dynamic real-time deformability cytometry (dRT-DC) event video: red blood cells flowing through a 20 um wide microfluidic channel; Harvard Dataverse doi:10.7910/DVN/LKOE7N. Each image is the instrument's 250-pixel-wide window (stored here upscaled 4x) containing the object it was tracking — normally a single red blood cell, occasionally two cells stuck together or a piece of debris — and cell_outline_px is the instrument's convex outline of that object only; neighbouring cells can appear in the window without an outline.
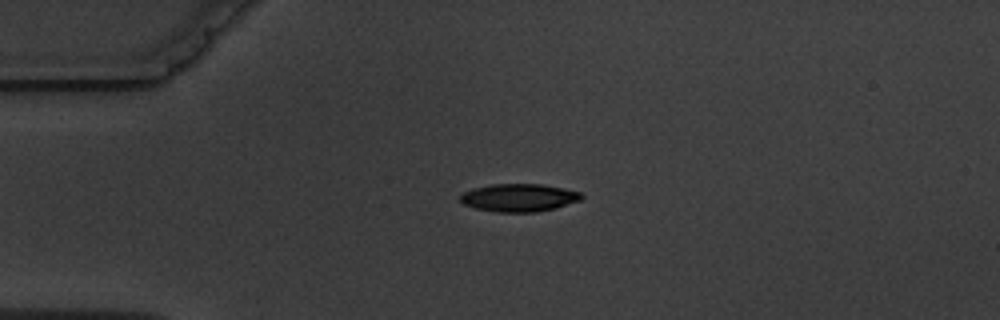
{"species": "common noctule bat (a hibernating species)", "species_latin": "Nyctalus noctula", "temperature_condition": "warm", "stored_images_in_passage": 3, "camera_frame_rate_fps": 3000, "um_per_image_px": 0.085, "animal": {"sex": "male", "body_mass_g": 19.5, "forearm_length_mm": 54.6}, "frame": {"image": 1, "passage_image": 1, "time_ms": 0.0, "image_size_px": [1000, 320], "cell_outline_px": [[584, 196], [580, 200], [556, 208], [536, 212], [496, 212], [476, 208], [464, 204], [460, 200], [460, 196], [464, 192], [472, 188], [492, 184], [540, 184], [564, 188], [580, 192]], "centroid_in_image_um": [44.12, 16.8], "position_along_channel_um": 40.9, "area_um2": 19.65}}
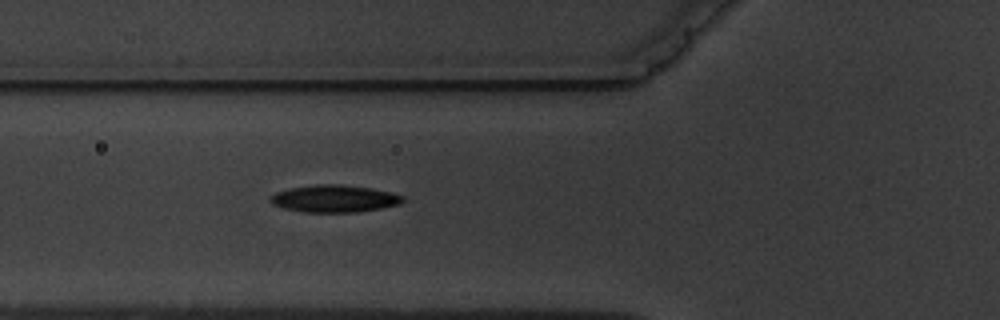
{"frame": {"image": 2, "passage_image": 3, "time_ms": 2.333, "image_size_px": [1000, 320], "cell_outline_px": [[404, 200], [400, 204], [380, 208], [356, 212], [304, 212], [284, 208], [272, 204], [268, 200], [268, 196], [276, 192], [292, 188], [316, 184], [340, 184], [372, 188], [392, 192], [404, 196]], "centroid_in_image_um": [28.41, 16.88], "position_along_channel_um": 97.4, "area_um2": 21.1}}